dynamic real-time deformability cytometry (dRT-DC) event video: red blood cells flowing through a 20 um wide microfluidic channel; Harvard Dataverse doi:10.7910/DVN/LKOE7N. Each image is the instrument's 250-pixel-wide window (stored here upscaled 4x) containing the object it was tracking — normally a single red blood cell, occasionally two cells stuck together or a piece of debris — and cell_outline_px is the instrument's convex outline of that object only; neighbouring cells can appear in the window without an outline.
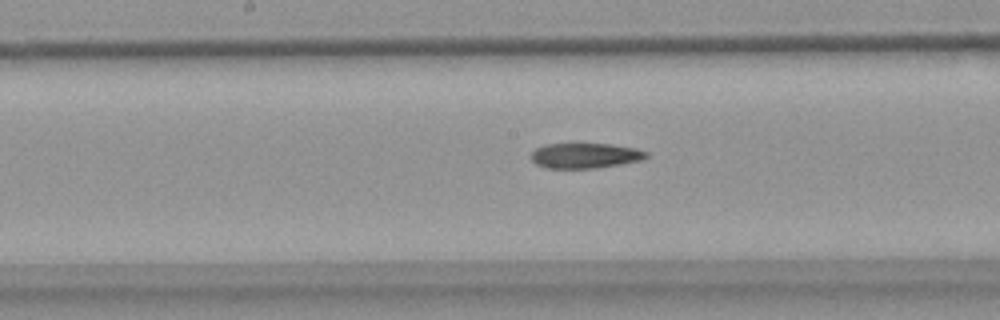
{"species": "common noctule bat (a hibernating species)", "species_latin": "Nyctalus noctula", "temperature_condition": "warm", "stored_images_in_passage": 38, "camera_frame_rate_fps": 3000, "um_per_image_px": 0.085, "animal": {"sex": "female", "body_mass_g": 18.4}, "frame": {"image": 1, "passage_image": 11, "time_ms": 3.333, "image_size_px": [1000, 320], "cell_outline_px": [[648, 156], [644, 160], [596, 168], [544, 168], [536, 164], [532, 160], [532, 152], [536, 148], [544, 144], [612, 144], [636, 148], [648, 152]], "centroid_in_image_um": [49.76, 13.23], "position_along_channel_um": 198.4, "area_um2": 16.99}}
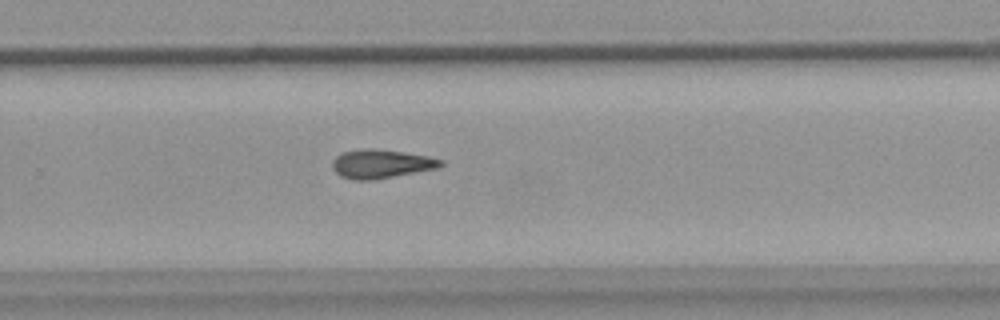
{"frame": {"image": 2, "passage_image": 19, "time_ms": 6.0, "image_size_px": [1000, 320], "cell_outline_px": [[444, 164], [436, 168], [372, 180], [352, 180], [340, 176], [332, 168], [332, 160], [336, 156], [344, 152], [364, 148], [372, 148], [428, 156], [444, 160]], "centroid_in_image_um": [32.36, 13.93], "position_along_channel_um": 297.4, "area_um2": 17.98}}
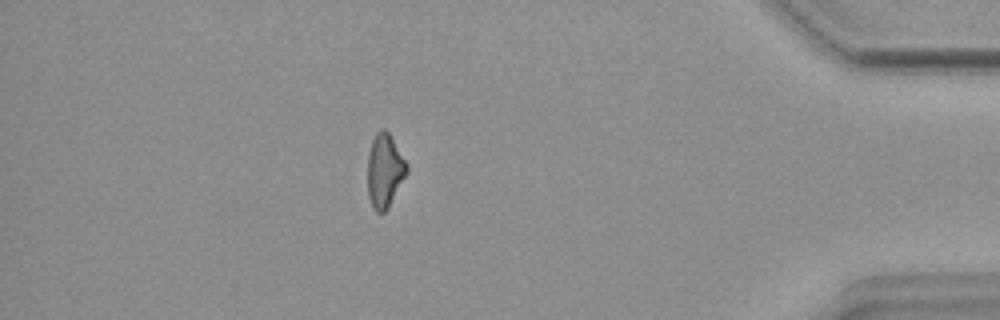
{"frame": {"image": 3, "passage_image": 31, "time_ms": 10.0, "image_size_px": [1000, 320], "cell_outline_px": [[408, 172], [388, 208], [384, 212], [376, 212], [372, 208], [368, 196], [368, 152], [372, 140], [376, 132], [380, 128], [384, 128], [388, 132], [408, 164]], "centroid_in_image_um": [32.69, 14.5], "position_along_channel_um": 402.5, "area_um2": 16.94}}